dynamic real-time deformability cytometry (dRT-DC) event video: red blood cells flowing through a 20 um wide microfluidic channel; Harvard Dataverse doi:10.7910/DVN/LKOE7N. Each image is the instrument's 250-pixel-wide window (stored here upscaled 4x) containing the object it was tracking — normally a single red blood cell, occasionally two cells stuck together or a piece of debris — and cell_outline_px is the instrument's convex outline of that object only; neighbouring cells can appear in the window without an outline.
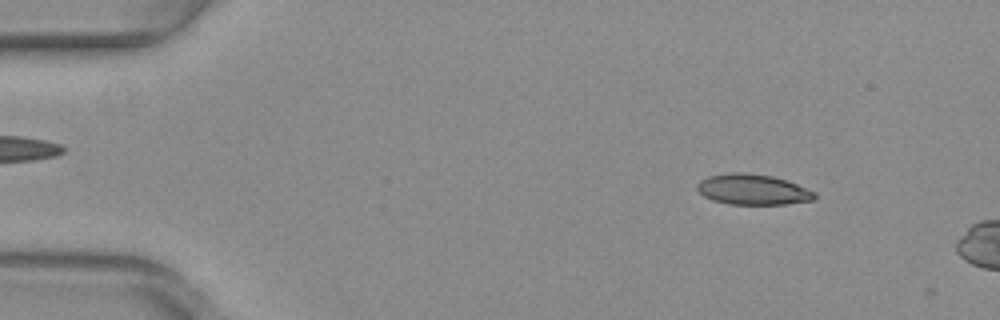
{"species": "common noctule bat (a hibernating species)", "species_latin": "Nyctalus noctula", "temperature_condition": "warm", "stored_images_in_passage": 7, "camera_frame_rate_fps": 3000, "um_per_image_px": 0.085, "animal": {"sex": "female", "body_mass_g": 29.2, "forearm_length_mm": 56.3}, "frame": {"image": 1, "passage_image": 6, "time_ms": 1.667, "image_size_px": [1000, 320], "cell_outline_px": [[816, 196], [812, 200], [788, 204], [728, 204], [712, 200], [704, 196], [696, 188], [696, 184], [700, 180], [708, 176], [732, 172], [744, 172], [772, 176], [788, 180], [816, 192]], "centroid_in_image_um": [63.98, 16.1], "position_along_channel_um": 21.0, "area_um2": 21.04}}